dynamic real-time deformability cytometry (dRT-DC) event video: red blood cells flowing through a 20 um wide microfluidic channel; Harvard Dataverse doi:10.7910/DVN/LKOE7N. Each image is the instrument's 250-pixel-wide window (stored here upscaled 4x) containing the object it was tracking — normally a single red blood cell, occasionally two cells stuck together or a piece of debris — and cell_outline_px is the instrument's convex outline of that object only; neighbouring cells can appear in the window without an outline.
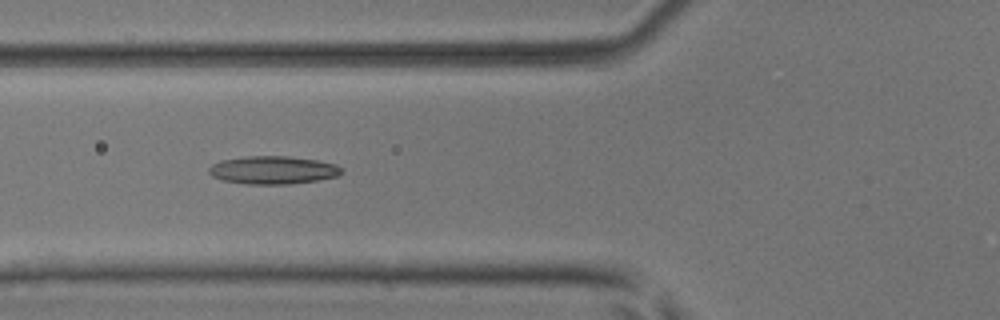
{"species": "common noctule bat (a hibernating species)", "species_latin": "Nyctalus noctula", "temperature_condition": "room temperature", "stored_images_in_passage": 8, "camera_frame_rate_fps": 3000, "um_per_image_px": 0.085, "animal": {"sex": "male", "body_mass_g": 17.9, "forearm_length_mm": 54.2}, "frame": {"image": 1, "passage_image": 6, "time_ms": 1.667, "image_size_px": [1000, 320], "cell_outline_px": [[344, 172], [336, 176], [316, 180], [288, 184], [244, 184], [224, 180], [212, 176], [208, 172], [208, 168], [212, 164], [220, 160], [244, 156], [288, 156], [316, 160], [336, 164]], "centroid_in_image_um": [23.16, 14.45], "position_along_channel_um": 102.6, "area_um2": 21.62}}
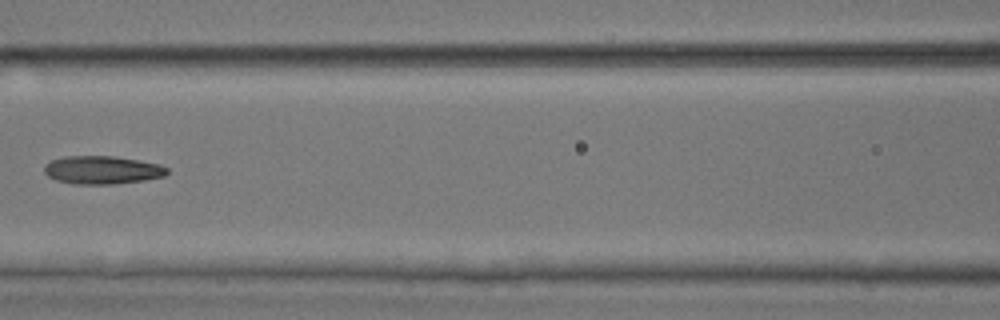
{"frame": {"image": 2, "passage_image": 7, "time_ms": 2.0, "image_size_px": [1000, 320], "cell_outline_px": [[168, 172], [164, 176], [144, 180], [112, 184], [72, 184], [56, 180], [48, 176], [44, 172], [44, 168], [52, 160], [64, 156], [112, 156], [160, 164], [168, 168]], "centroid_in_image_um": [8.68, 14.45], "position_along_channel_um": 157.9, "area_um2": 20.0}}
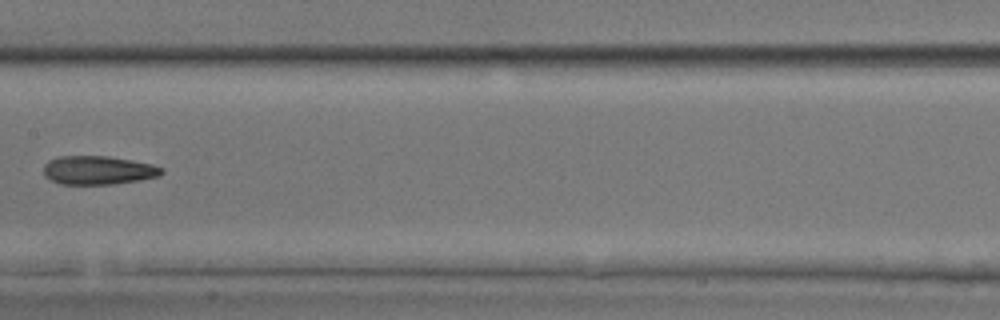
{"frame": {"image": 3, "passage_image": 8, "time_ms": 2.333, "image_size_px": [1000, 320], "cell_outline_px": [[164, 172], [160, 176], [140, 180], [112, 184], [60, 184], [44, 176], [44, 164], [48, 160], [60, 156], [108, 156], [152, 164], [164, 168]], "centroid_in_image_um": [8.35, 14.47], "position_along_channel_um": 199.0, "area_um2": 19.77}}